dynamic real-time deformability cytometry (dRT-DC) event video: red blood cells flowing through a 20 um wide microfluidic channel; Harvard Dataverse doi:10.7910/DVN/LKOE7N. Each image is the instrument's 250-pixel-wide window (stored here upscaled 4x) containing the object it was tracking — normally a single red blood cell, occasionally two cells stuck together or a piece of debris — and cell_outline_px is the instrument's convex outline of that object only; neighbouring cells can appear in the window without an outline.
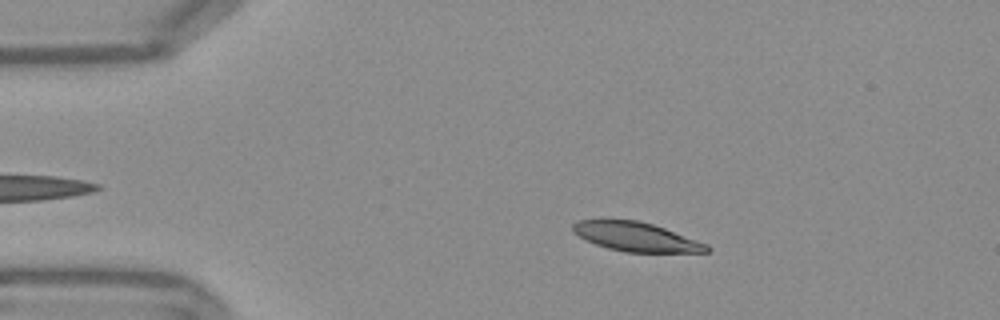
{"species": "Egyptian fruit bat (a non-hibernating species)", "species_latin": "Rousettus aegyptiacus", "temperature_condition": "warm", "stored_images_in_passage": 31, "camera_frame_rate_fps": 3000, "um_per_image_px": 0.085, "frame": {"image": 1, "passage_image": 9, "time_ms": 2.667, "image_size_px": [1000, 320], "cell_outline_px": [[712, 248], [708, 252], [624, 252], [608, 248], [596, 244], [572, 232], [572, 224], [580, 220], [604, 216], [636, 220], [652, 224], [664, 228], [708, 244]], "centroid_in_image_um": [54.0, 20.08], "position_along_channel_um": 31.0, "area_um2": 23.24}}
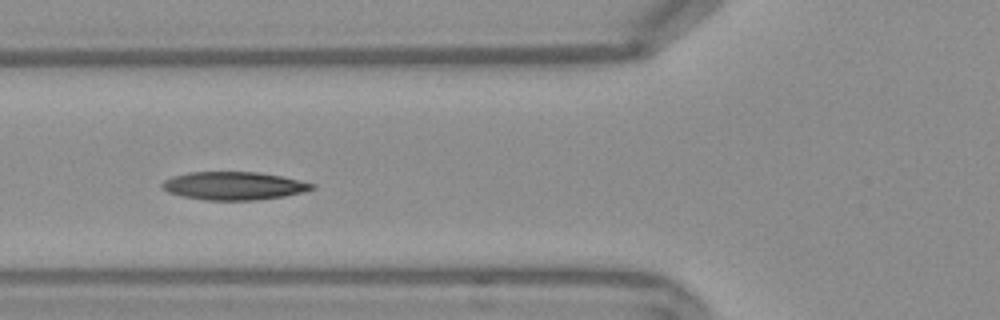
{"frame": {"image": 2, "passage_image": 19, "time_ms": 6.0, "image_size_px": [1000, 320], "cell_outline_px": [[316, 188], [304, 192], [284, 196], [252, 200], [208, 200], [184, 196], [168, 192], [160, 184], [164, 180], [172, 176], [188, 172], [260, 172], [300, 180], [316, 184]], "centroid_in_image_um": [19.9, 15.78], "position_along_channel_um": 105.9, "area_um2": 24.45}}
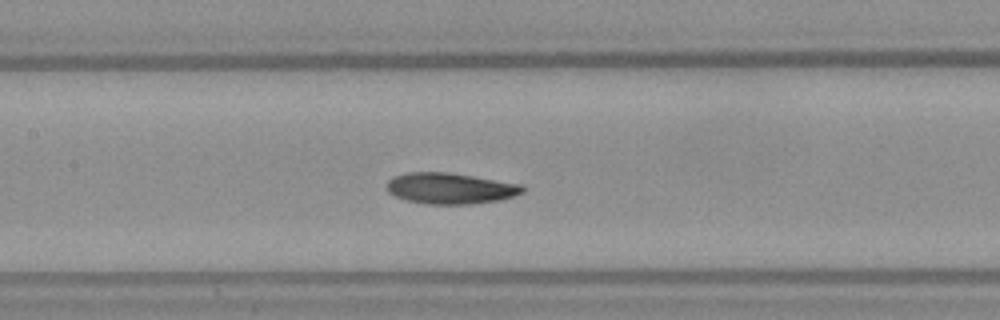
{"frame": {"image": 3, "passage_image": 24, "time_ms": 7.667, "image_size_px": [1000, 320], "cell_outline_px": [[524, 192], [500, 200], [468, 204], [428, 204], [408, 200], [396, 196], [388, 192], [388, 180], [392, 176], [404, 172], [448, 172], [520, 184], [524, 188]], "centroid_in_image_um": [38.24, 16.0], "position_along_channel_um": 169.2, "area_um2": 24.33}}